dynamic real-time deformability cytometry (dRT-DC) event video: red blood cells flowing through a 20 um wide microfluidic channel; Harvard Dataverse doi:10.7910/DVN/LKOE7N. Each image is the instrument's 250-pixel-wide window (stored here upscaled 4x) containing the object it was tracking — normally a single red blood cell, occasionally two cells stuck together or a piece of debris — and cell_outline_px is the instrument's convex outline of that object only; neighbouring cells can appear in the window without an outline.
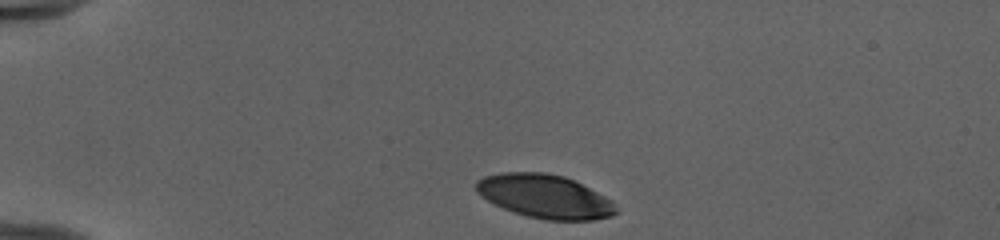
{"species": "human", "species_latin": "Homo sapiens", "temperature_condition": "cold", "stored_images_in_passage": 35, "camera_frame_rate_fps": 3000, "um_per_image_px": 0.085, "donor": {"sex": "female"}, "frame": {"image": 1, "passage_image": 1, "time_ms": 0.0, "image_size_px": [1000, 240], "cell_outline_px": [[616, 212], [612, 216], [592, 220], [544, 220], [528, 216], [504, 208], [480, 196], [476, 192], [476, 180], [484, 176], [500, 172], [544, 172], [564, 176], [612, 200], [616, 208]], "centroid_in_image_um": [46.28, 16.68], "position_along_channel_um": 38.7, "area_um2": 35.26}}
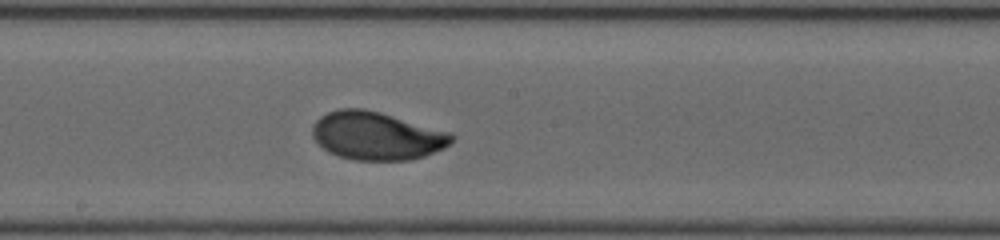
{"frame": {"image": 2, "passage_image": 19, "time_ms": 6.0, "image_size_px": [1000, 240], "cell_outline_px": [[456, 136], [444, 148], [424, 156], [408, 160], [356, 160], [340, 156], [328, 152], [312, 136], [312, 124], [320, 116], [328, 112], [340, 108], [364, 108], [380, 112], [452, 132]], "centroid_in_image_um": [32.02, 11.53], "position_along_channel_um": 216.2, "area_um2": 39.07}}
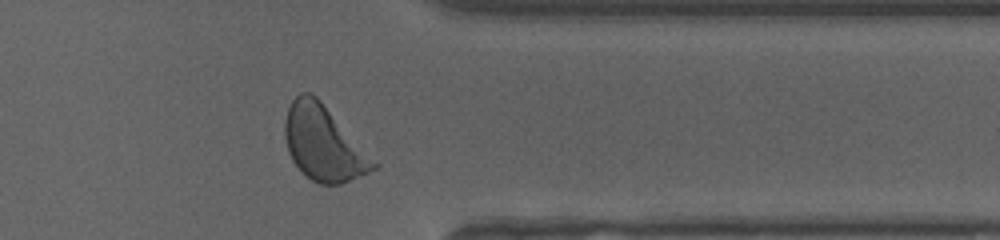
{"frame": {"image": 3, "passage_image": 32, "time_ms": 10.333, "image_size_px": [1000, 240], "cell_outline_px": [[380, 164], [376, 168], [368, 172], [340, 184], [320, 184], [312, 180], [300, 172], [292, 160], [288, 152], [284, 136], [284, 120], [288, 108], [292, 100], [300, 92], [308, 92], [316, 96], [320, 100]], "centroid_in_image_um": [27.48, 12.18], "position_along_channel_um": 383.9, "area_um2": 38.61}, "authors_computed_cell_mechanics": {"area_um2": 38.148, "velocity_mm_per_s": 3.9545, "shape_relaxation_time_tau1_ms": 2.7862, "shape_relaxation_time_tau2_ms": 3.3049, "deformation_change_tau1": 0.1606, "deformation_change_tau2": 0.0653}}